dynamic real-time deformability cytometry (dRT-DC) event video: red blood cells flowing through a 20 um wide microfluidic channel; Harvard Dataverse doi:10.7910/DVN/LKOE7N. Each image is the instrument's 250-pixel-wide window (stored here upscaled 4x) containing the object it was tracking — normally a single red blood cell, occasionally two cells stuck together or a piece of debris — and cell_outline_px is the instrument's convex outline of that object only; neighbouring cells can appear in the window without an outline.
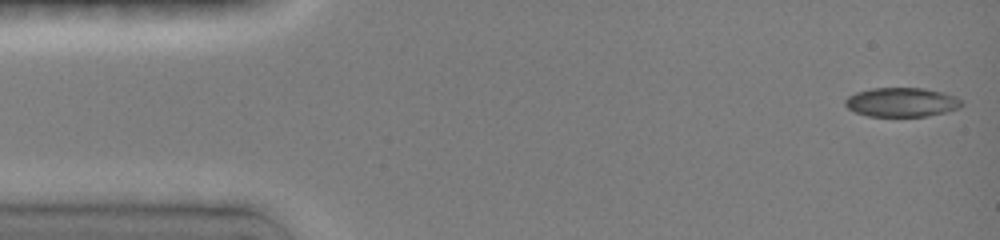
{"species": "common noctule bat (a hibernating species)", "species_latin": "Nyctalus noctula", "temperature_condition": "room temperature", "stored_images_in_passage": 8, "camera_frame_rate_fps": 3000, "um_per_image_px": 0.085, "animal": {"sex": "female", "body_mass_g": 19.0, "forearm_length_mm": 51.5}, "frame": {"image": 1, "passage_image": 1, "time_ms": 0.0, "image_size_px": [1000, 240], "cell_outline_px": [[964, 104], [960, 108], [928, 116], [868, 116], [856, 112], [848, 108], [844, 104], [844, 100], [848, 96], [856, 92], [872, 88], [924, 88], [944, 92], [956, 96]], "centroid_in_image_um": [76.65, 8.68], "position_along_channel_um": 8.3, "area_um2": 19.88}}
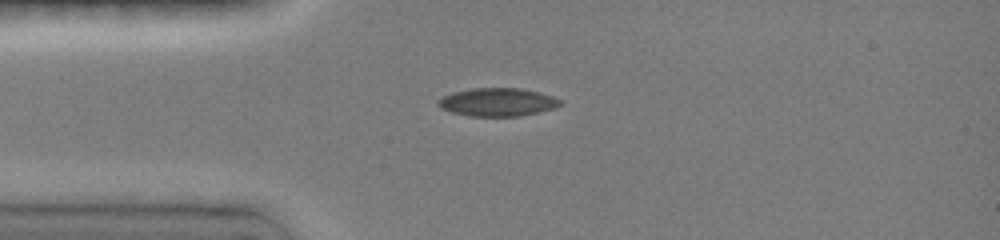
{"frame": {"image": 2, "passage_image": 7, "time_ms": 3.333, "image_size_px": [1000, 240], "cell_outline_px": [[564, 104], [556, 108], [520, 116], [468, 116], [452, 112], [440, 108], [436, 104], [436, 100], [452, 92], [472, 88], [520, 88], [552, 96], [564, 100]], "centroid_in_image_um": [42.3, 8.68], "position_along_channel_um": 42.7, "area_um2": 20.23}}